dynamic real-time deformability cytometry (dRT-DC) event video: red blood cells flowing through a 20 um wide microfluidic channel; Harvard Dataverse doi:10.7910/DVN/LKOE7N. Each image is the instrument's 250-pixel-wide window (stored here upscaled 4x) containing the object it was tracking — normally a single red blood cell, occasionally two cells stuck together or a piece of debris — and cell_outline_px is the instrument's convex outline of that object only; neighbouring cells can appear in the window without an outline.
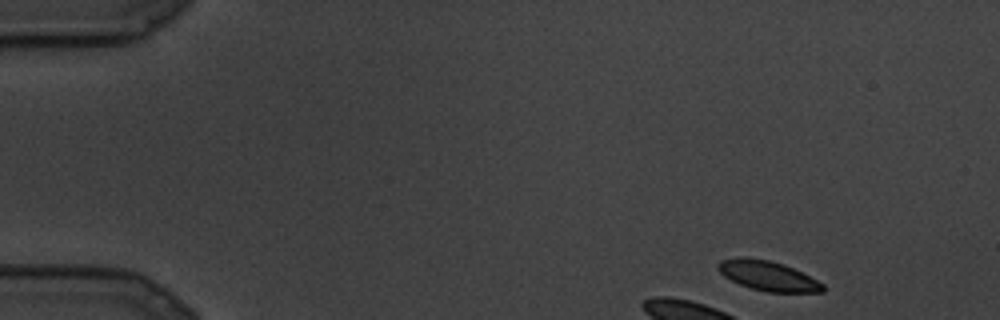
{"species": "common noctule bat (a hibernating species)", "species_latin": "Nyctalus noctula", "temperature_condition": "cold", "stored_images_in_passage": 6, "camera_frame_rate_fps": 3000, "um_per_image_px": 0.085, "animal": {"sex": "male", "body_mass_g": 19.5, "forearm_length_mm": 54.6}, "frame": {"image": 1, "passage_image": 1, "time_ms": 0.0, "image_size_px": [1000, 320], "cell_outline_px": [[824, 292], [768, 292], [752, 288], [740, 284], [724, 276], [716, 268], [716, 264], [720, 260], [736, 256], [744, 256], [768, 260], [784, 264], [824, 284]], "centroid_in_image_um": [65.21, 23.42], "position_along_channel_um": 19.8, "area_um2": 18.15}}